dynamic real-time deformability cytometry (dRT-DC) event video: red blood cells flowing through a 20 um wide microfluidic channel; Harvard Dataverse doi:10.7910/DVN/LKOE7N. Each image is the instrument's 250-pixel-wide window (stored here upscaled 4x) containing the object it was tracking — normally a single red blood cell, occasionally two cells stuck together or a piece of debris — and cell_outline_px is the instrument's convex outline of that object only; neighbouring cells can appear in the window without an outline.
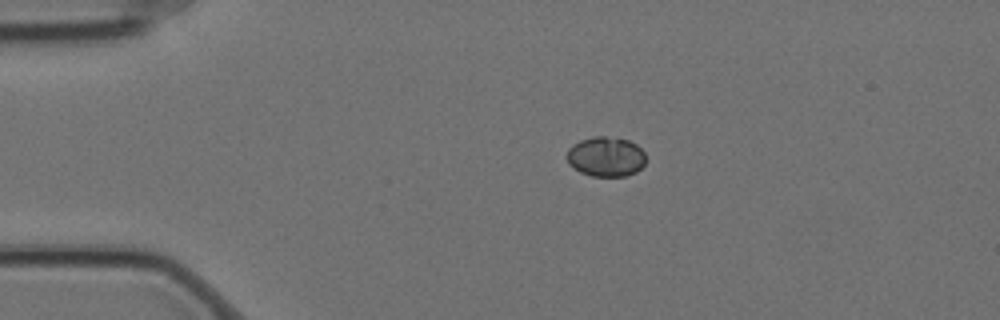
{"species": "Egyptian fruit bat (a non-hibernating species)", "species_latin": "Rousettus aegyptiacus", "temperature_condition": "cold", "stored_images_in_passage": 5, "camera_frame_rate_fps": 3000, "um_per_image_px": 0.085, "animal": {"sex": "female"}, "frame": {"image": 1, "passage_image": 1, "time_ms": 0.0, "image_size_px": [1000, 320], "cell_outline_px": [[644, 164], [636, 172], [624, 176], [592, 176], [580, 172], [568, 164], [564, 156], [568, 148], [572, 144], [580, 140], [592, 136], [604, 136], [628, 140], [636, 144], [644, 152]], "centroid_in_image_um": [51.44, 13.31], "position_along_channel_um": 33.6, "area_um2": 18.5}}
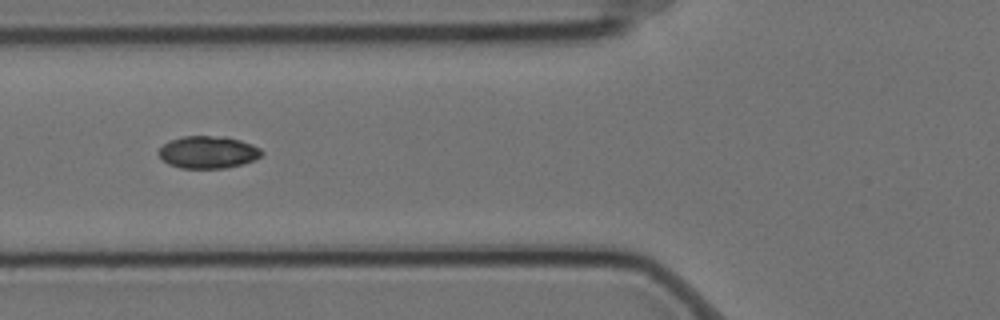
{"frame": {"image": 2, "passage_image": 4, "time_ms": 1.0, "image_size_px": [1000, 320], "cell_outline_px": [[264, 152], [260, 156], [252, 160], [240, 164], [224, 168], [180, 168], [168, 164], [156, 152], [164, 144], [172, 140], [184, 136], [224, 136], [240, 140], [252, 144], [260, 148]], "centroid_in_image_um": [17.67, 12.93], "position_along_channel_um": 108.1, "area_um2": 19.25}}
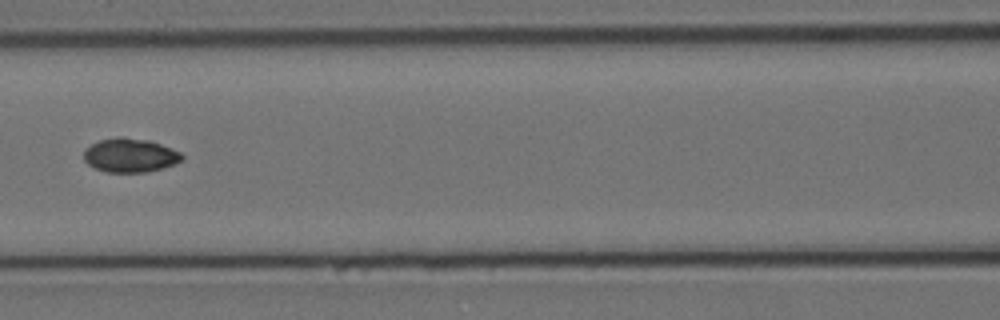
{"frame": {"image": 3, "passage_image": 5, "time_ms": 1.333, "image_size_px": [1000, 320], "cell_outline_px": [[184, 160], [176, 164], [164, 168], [144, 172], [104, 172], [88, 164], [84, 160], [84, 152], [92, 144], [100, 140], [116, 136], [124, 136], [148, 140], [172, 148], [180, 152], [184, 156]], "centroid_in_image_um": [11.1, 13.2], "position_along_channel_um": 155.5, "area_um2": 19.54}}